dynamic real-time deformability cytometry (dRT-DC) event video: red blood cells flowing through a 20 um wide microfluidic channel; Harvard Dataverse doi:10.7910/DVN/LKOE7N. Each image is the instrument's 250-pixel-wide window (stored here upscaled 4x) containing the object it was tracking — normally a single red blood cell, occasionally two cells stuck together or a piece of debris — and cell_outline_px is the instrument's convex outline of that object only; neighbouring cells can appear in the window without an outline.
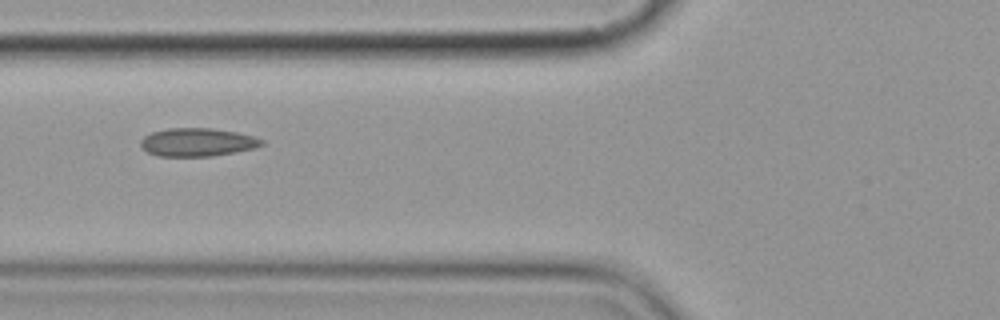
{"species": "common noctule bat (a hibernating species)", "species_latin": "Nyctalus noctula", "temperature_condition": "cold", "stored_images_in_passage": 9, "camera_frame_rate_fps": 3000, "um_per_image_px": 0.085, "animal": {"sex": "female", "body_mass_g": 19.9}, "frame": {"image": 1, "passage_image": 7, "time_ms": 7.0, "image_size_px": [1000, 320], "cell_outline_px": [[264, 144], [256, 148], [236, 152], [212, 156], [156, 156], [140, 148], [140, 140], [144, 136], [152, 132], [168, 128], [208, 128], [236, 132], [252, 136], [264, 140]], "centroid_in_image_um": [16.75, 12.09], "position_along_channel_um": 109.0, "area_um2": 20.0}}
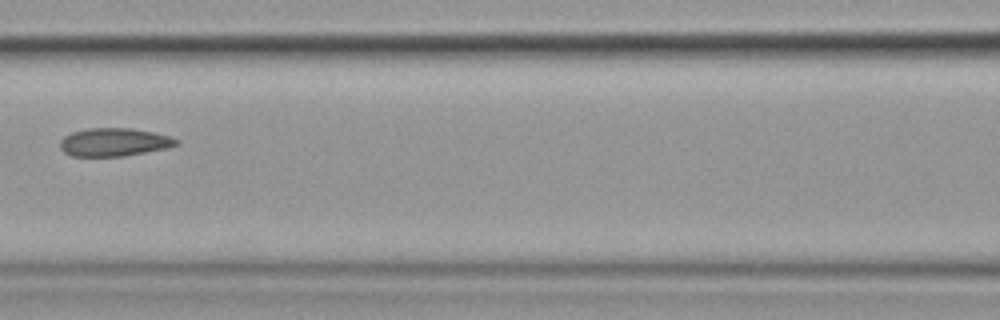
{"frame": {"image": 2, "passage_image": 8, "time_ms": 8.333, "image_size_px": [1000, 320], "cell_outline_px": [[180, 144], [168, 148], [124, 156], [72, 156], [64, 152], [60, 148], [60, 140], [64, 136], [72, 132], [88, 128], [132, 128], [172, 136], [180, 140]], "centroid_in_image_um": [9.73, 12.08], "position_along_channel_um": 156.9, "area_um2": 19.25}}
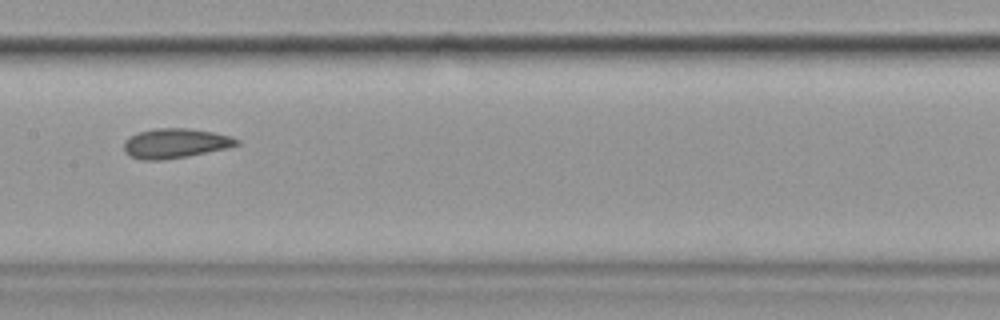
{"frame": {"image": 3, "passage_image": 9, "time_ms": 9.333, "image_size_px": [1000, 320], "cell_outline_px": [[240, 144], [228, 148], [188, 156], [160, 160], [140, 160], [128, 156], [124, 152], [124, 140], [140, 132], [156, 128], [188, 128], [212, 132], [232, 136], [240, 140]], "centroid_in_image_um": [14.91, 12.19], "position_along_channel_um": 192.5, "area_um2": 19.59}}